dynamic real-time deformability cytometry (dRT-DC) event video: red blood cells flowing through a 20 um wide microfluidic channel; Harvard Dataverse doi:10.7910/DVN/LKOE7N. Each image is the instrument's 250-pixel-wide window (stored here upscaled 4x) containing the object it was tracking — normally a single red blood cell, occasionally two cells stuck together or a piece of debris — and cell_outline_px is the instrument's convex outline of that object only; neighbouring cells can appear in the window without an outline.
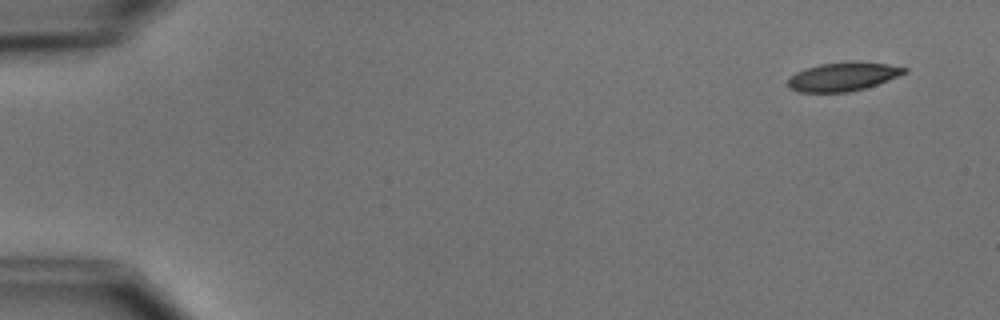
{"species": "common noctule bat (a hibernating species)", "species_latin": "Nyctalus noctula", "temperature_condition": "cold", "stored_images_in_passage": 4, "camera_frame_rate_fps": 3000, "um_per_image_px": 0.085, "animal": {"sex": "male", "body_mass_g": 15.6}, "frame": {"image": 1, "passage_image": 1, "time_ms": 0.0, "image_size_px": [1000, 320], "cell_outline_px": [[908, 72], [888, 80], [864, 88], [848, 92], [800, 92], [788, 88], [788, 80], [796, 72], [804, 68], [820, 64], [848, 60], [888, 64], [908, 68]], "centroid_in_image_um": [71.65, 6.49], "position_along_channel_um": 13.3, "area_um2": 19.59}}